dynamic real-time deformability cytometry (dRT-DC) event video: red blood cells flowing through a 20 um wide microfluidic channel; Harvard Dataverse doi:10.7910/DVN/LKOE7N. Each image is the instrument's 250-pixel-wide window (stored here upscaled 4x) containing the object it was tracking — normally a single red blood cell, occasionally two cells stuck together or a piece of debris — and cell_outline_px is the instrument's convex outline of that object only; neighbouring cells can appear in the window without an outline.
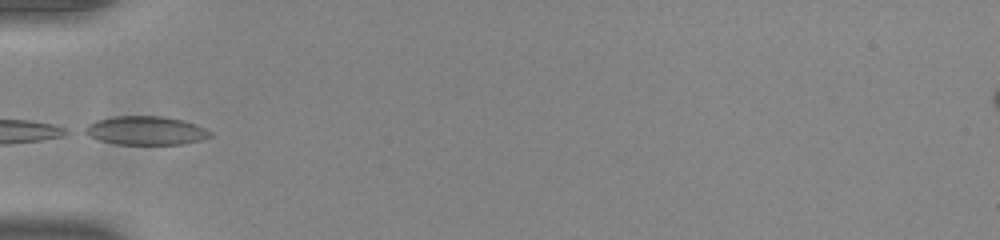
{"species": "common noctule bat (a hibernating species)", "species_latin": "Nyctalus noctula", "temperature_condition": "room temperature", "stored_images_in_passage": 6, "camera_frame_rate_fps": 3000, "um_per_image_px": 0.085, "animal": {"sex": "male", "body_mass_g": 20.0, "forearm_length_mm": 53.3}, "frame": {"image": 1, "passage_image": 1, "time_ms": 0.0, "image_size_px": [1000, 240], "cell_outline_px": [[212, 136], [200, 140], [184, 144], [116, 144], [100, 140], [88, 136], [80, 132], [80, 128], [96, 120], [112, 116], [160, 116], [184, 120], [196, 124], [212, 132]], "centroid_in_image_um": [12.33, 11.09], "position_along_channel_um": 72.7, "area_um2": 21.21}}